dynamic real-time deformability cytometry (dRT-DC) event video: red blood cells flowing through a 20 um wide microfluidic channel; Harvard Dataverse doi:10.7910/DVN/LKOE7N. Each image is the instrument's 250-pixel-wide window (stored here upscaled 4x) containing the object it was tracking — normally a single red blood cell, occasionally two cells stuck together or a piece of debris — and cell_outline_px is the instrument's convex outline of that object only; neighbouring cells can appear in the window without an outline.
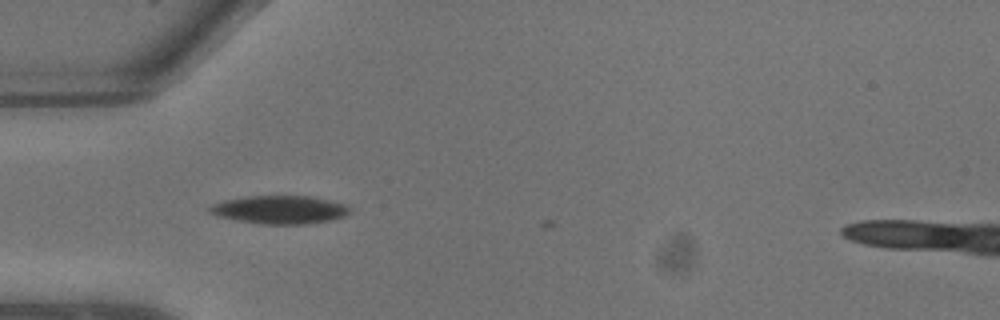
{"species": "common noctule bat (a hibernating species)", "species_latin": "Nyctalus noctula", "temperature_condition": "warm", "stored_images_in_passage": 7, "camera_frame_rate_fps": 3000, "um_per_image_px": 0.085, "animal": {"sex": "male", "body_mass_g": 13.3}, "frame": {"image": 1, "passage_image": 5, "time_ms": 1.333, "image_size_px": [1000, 320], "cell_outline_px": [[348, 212], [344, 216], [328, 220], [304, 224], [260, 224], [216, 216], [208, 212], [208, 208], [212, 204], [224, 200], [248, 196], [308, 196], [344, 204], [348, 208]], "centroid_in_image_um": [23.69, 17.82], "position_along_channel_um": 61.3, "area_um2": 22.66}}